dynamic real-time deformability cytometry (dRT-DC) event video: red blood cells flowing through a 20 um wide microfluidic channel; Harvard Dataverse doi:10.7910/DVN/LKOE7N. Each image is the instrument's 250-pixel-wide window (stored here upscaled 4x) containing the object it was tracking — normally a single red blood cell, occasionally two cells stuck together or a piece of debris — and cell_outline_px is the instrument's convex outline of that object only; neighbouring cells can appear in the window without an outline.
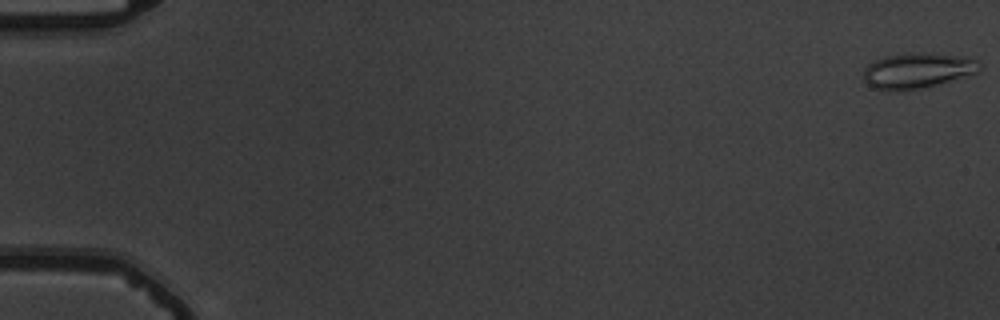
{"species": "common noctule bat (a hibernating species)", "species_latin": "Nyctalus noctula", "temperature_condition": "warm", "stored_images_in_passage": 55, "camera_frame_rate_fps": 3000, "um_per_image_px": 0.085, "animal": {"sex": "male", "body_mass_g": 19.5, "forearm_length_mm": 54.6}, "frame": {"image": 1, "passage_image": 1, "time_ms": 0.0, "image_size_px": [1000, 320], "cell_outline_px": [[980, 68], [976, 72], [924, 88], [892, 92], [888, 92], [872, 88], [864, 80], [864, 68], [868, 64], [884, 56], [912, 52], [968, 56], [976, 60], [980, 64]], "centroid_in_image_um": [77.92, 6.01], "position_along_channel_um": 7.1, "area_um2": 24.04}}
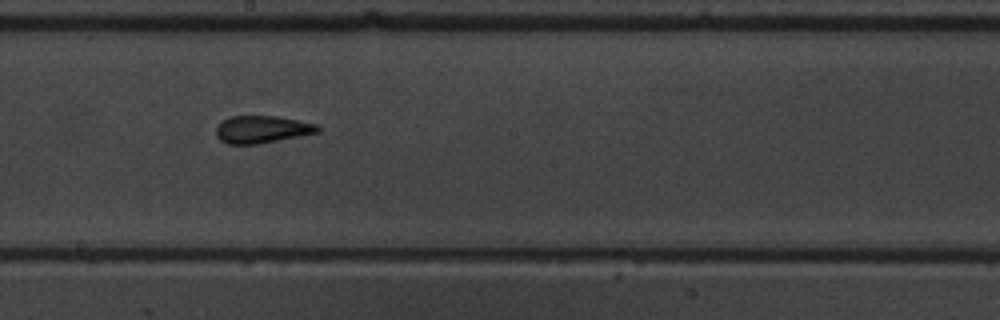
{"frame": {"image": 2, "passage_image": 32, "time_ms": 10.333, "image_size_px": [1000, 320], "cell_outline_px": [[320, 132], [260, 144], [228, 144], [220, 140], [216, 136], [216, 128], [224, 120], [232, 116], [276, 116], [316, 124], [320, 128]], "centroid_in_image_um": [22.27, 11.01], "position_along_channel_um": 225.9, "area_um2": 16.13}}
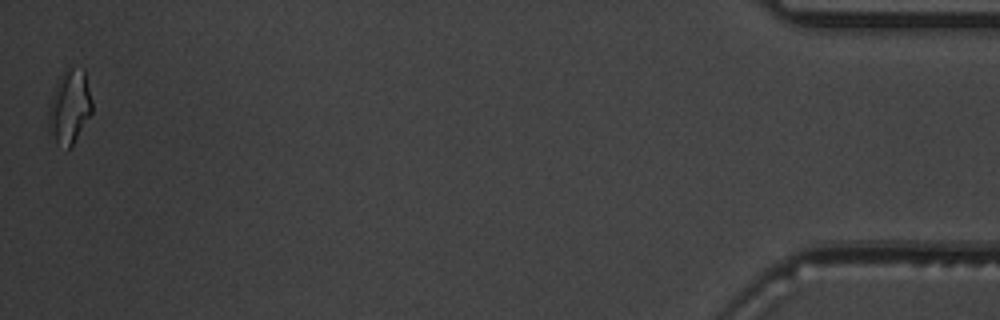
{"frame": {"image": 3, "passage_image": 55, "time_ms": 18.0, "image_size_px": [1000, 320], "cell_outline_px": [[92, 112], [72, 144], [68, 148], [56, 144], [48, 128], [48, 108], [56, 84], [60, 76], [68, 64], [84, 68], [92, 100]], "centroid_in_image_um": [5.91, 9.01], "position_along_channel_um": 429.3, "area_um2": 18.84}, "authors_computed_cell_mechanics": {"area_um2": 16.5886, "velocity_mm_per_s": 3.7631, "shape_relaxation_time_tau1_ms": 9.9206, "shape_relaxation_time_tau2_ms": 1.1504, "deformation_change_tau1": 0.2296, "deformation_change_tau2": 0.0955}}